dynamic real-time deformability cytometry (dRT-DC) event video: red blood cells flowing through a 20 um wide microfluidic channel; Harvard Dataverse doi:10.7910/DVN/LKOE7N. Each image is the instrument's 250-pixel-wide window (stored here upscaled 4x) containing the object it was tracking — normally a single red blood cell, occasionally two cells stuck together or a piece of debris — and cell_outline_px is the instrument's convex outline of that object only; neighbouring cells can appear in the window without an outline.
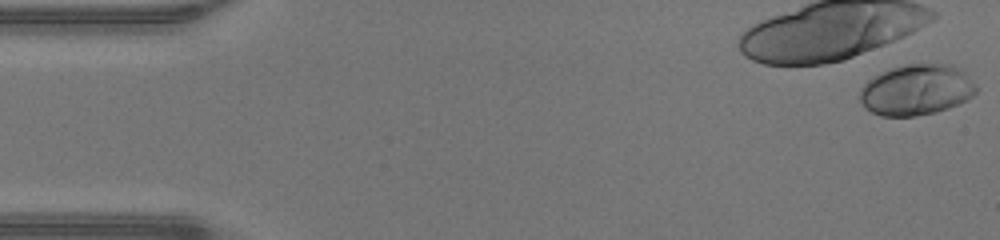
{"species": "human", "species_latin": "Homo sapiens", "temperature_condition": "warm", "stored_images_in_passage": 13, "camera_frame_rate_fps": 3000, "um_per_image_px": 0.085, "donor": {"sex": "male"}, "frame": {"image": 1, "passage_image": 1, "time_ms": 0.0, "image_size_px": [1000, 240], "cell_outline_px": [[976, 92], [968, 100], [948, 108], [936, 112], [916, 116], [880, 116], [864, 108], [860, 100], [860, 88], [868, 80], [880, 72], [888, 68], [904, 64], [952, 64], [960, 68], [976, 84]], "centroid_in_image_um": [77.89, 7.63], "position_along_channel_um": 7.1, "area_um2": 34.8}}